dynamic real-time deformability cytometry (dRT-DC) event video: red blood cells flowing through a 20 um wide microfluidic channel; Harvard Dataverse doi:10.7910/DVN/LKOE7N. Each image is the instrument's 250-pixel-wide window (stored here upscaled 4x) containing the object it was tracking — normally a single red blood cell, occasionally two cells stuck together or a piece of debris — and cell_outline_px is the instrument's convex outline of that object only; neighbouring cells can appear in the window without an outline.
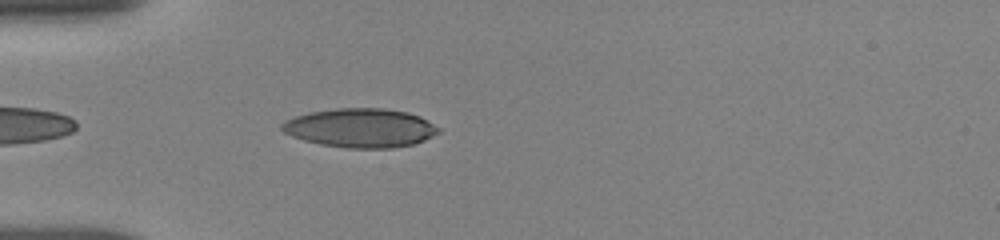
{"species": "human", "species_latin": "Homo sapiens", "temperature_condition": "room temperature", "stored_images_in_passage": 10, "camera_frame_rate_fps": 3000, "um_per_image_px": 0.085, "donor": {"sex": "female"}, "frame": {"image": 1, "passage_image": 5, "time_ms": 2.0, "image_size_px": [1000, 240], "cell_outline_px": [[440, 132], [424, 140], [412, 144], [392, 148], [344, 148], [320, 144], [304, 140], [292, 136], [284, 132], [280, 128], [280, 124], [284, 120], [308, 112], [336, 108], [384, 108], [408, 112], [420, 116], [440, 128]], "centroid_in_image_um": [30.62, 10.87], "position_along_channel_um": 54.4, "area_um2": 35.72}}
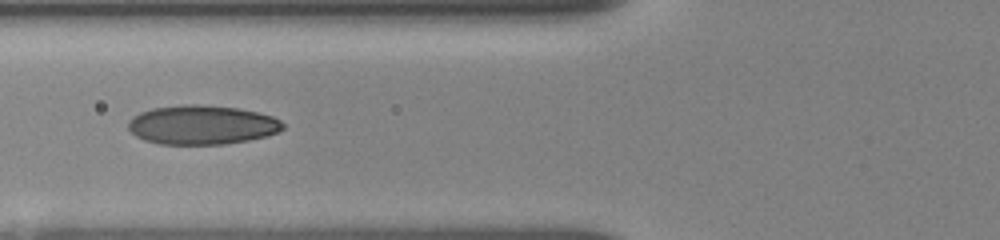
{"frame": {"image": 2, "passage_image": 9, "time_ms": 3.667, "image_size_px": [1000, 240], "cell_outline_px": [[284, 128], [268, 136], [248, 140], [224, 144], [160, 144], [144, 140], [136, 136], [128, 128], [128, 120], [132, 116], [140, 112], [152, 108], [184, 104], [196, 104], [236, 108], [256, 112], [272, 116], [280, 120], [284, 124]], "centroid_in_image_um": [17.14, 10.61], "position_along_channel_um": 108.7, "area_um2": 35.32}}